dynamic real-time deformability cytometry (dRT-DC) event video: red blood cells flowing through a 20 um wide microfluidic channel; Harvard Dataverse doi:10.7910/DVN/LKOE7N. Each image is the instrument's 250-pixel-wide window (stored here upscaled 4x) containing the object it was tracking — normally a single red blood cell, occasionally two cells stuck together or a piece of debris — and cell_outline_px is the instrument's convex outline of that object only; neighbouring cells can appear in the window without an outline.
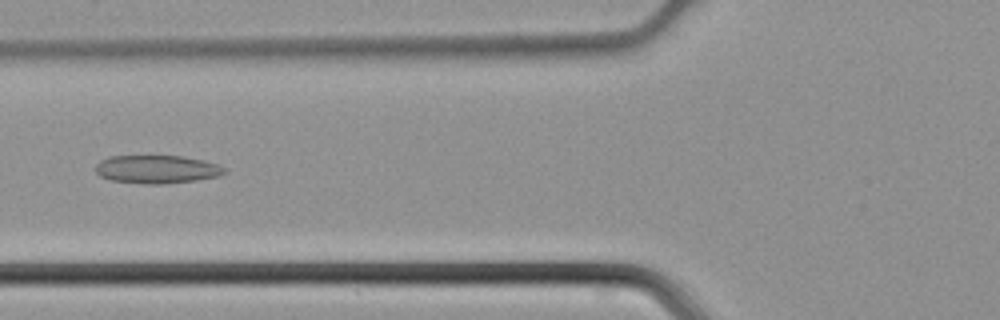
{"species": "common noctule bat (a hibernating species)", "species_latin": "Nyctalus noctula", "temperature_condition": "cold", "stored_images_in_passage": 43, "camera_frame_rate_fps": 3000, "um_per_image_px": 0.085, "animal": {"sex": "male", "body_mass_g": 21.5, "forearm_length_mm": 52.0}, "frame": {"image": 1, "passage_image": 15, "time_ms": 4.667, "image_size_px": [1000, 320], "cell_outline_px": [[228, 172], [220, 176], [196, 180], [164, 184], [144, 184], [112, 180], [100, 176], [96, 172], [96, 164], [100, 160], [108, 156], [184, 156], [204, 160], [216, 164], [224, 168]], "centroid_in_image_um": [13.34, 14.39], "position_along_channel_um": 112.5, "area_um2": 21.27}}
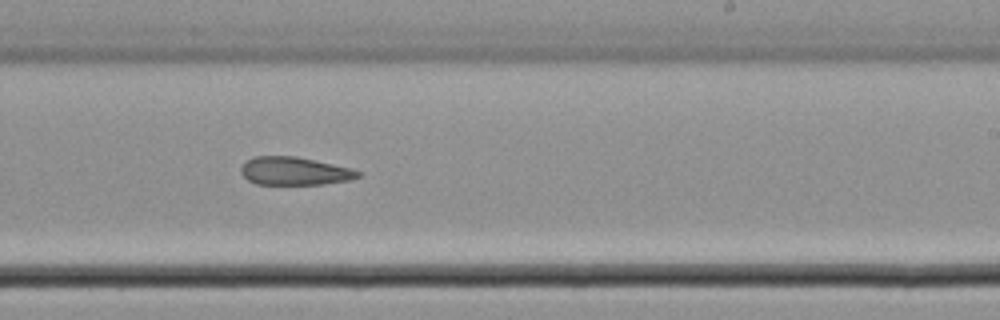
{"frame": {"image": 2, "passage_image": 25, "time_ms": 8.0, "image_size_px": [1000, 320], "cell_outline_px": [[360, 176], [348, 180], [324, 184], [256, 184], [248, 180], [240, 172], [240, 168], [252, 156], [296, 156], [348, 168], [360, 172]], "centroid_in_image_um": [24.98, 14.54], "position_along_channel_um": 264.0, "area_um2": 18.84}}
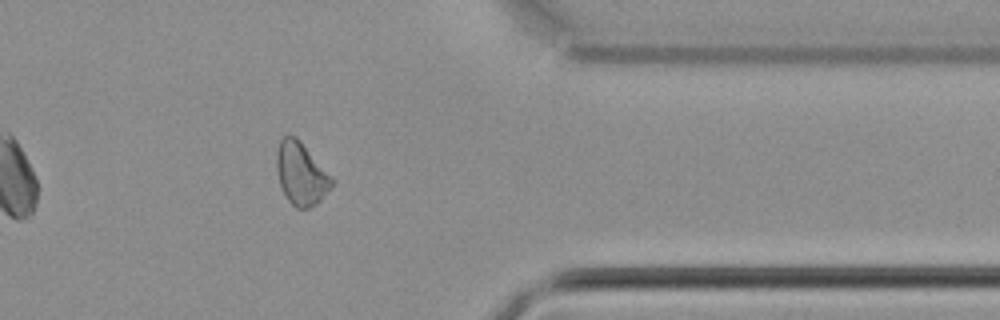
{"frame": {"image": 3, "passage_image": 34, "time_ms": 11.0, "image_size_px": [1000, 320], "cell_outline_px": [[336, 180], [320, 200], [316, 204], [308, 208], [296, 208], [288, 200], [280, 184], [276, 168], [276, 152], [280, 140], [288, 132], [296, 136], [300, 140]], "centroid_in_image_um": [25.59, 14.72], "position_along_channel_um": 385.8, "area_um2": 20.29}}